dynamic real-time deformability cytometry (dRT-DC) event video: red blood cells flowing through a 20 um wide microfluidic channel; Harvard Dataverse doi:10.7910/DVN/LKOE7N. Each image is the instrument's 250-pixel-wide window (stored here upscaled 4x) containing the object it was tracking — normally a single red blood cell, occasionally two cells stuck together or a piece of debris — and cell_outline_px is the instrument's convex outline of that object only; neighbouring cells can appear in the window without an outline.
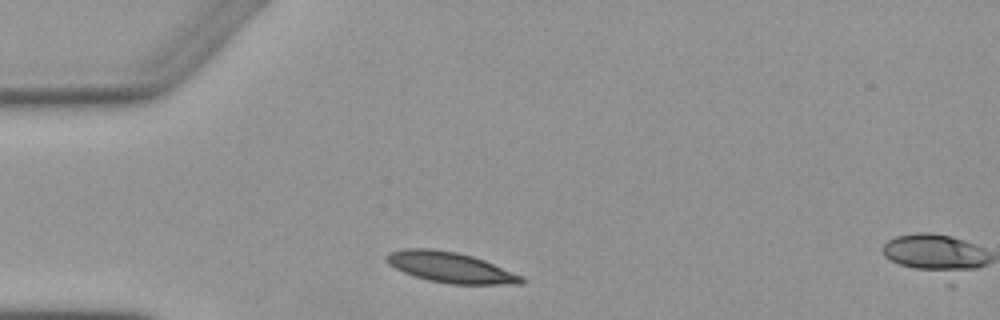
{"species": "Egyptian fruit bat (a non-hibernating species)", "species_latin": "Rousettus aegyptiacus", "temperature_condition": "warm", "stored_images_in_passage": 2, "segment_of_instrument_passage": [1, 2], "camera_frame_rate_fps": 3000, "um_per_image_px": 0.085, "animal": {"sex": "female"}, "frame": {"image": 1, "passage_image": 1, "time_ms": 0.0, "image_size_px": [1000, 320], "cell_outline_px": [[524, 284], [448, 284], [428, 280], [404, 272], [388, 264], [384, 260], [384, 256], [392, 252], [404, 248], [432, 248], [456, 252], [472, 256], [484, 260], [524, 276]], "centroid_in_image_um": [38.29, 22.72], "position_along_channel_um": 46.7, "area_um2": 24.04}}